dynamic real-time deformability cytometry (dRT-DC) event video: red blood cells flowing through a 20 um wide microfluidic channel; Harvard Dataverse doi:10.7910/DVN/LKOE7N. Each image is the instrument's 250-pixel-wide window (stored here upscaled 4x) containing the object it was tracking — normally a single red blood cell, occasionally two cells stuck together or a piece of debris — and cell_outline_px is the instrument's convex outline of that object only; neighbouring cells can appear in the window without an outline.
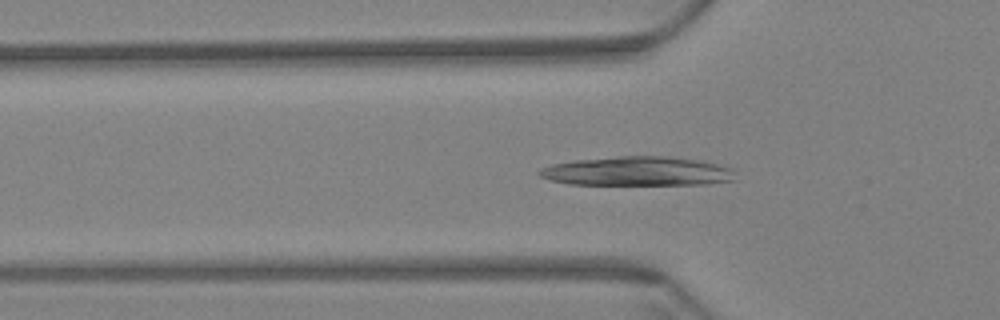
{"species": "Egyptian fruit bat (a non-hibernating species)", "species_latin": "Rousettus aegyptiacus", "temperature_condition": "warm", "stored_images_in_passage": 61, "camera_frame_rate_fps": 3000, "um_per_image_px": 0.085, "animal": {"sex": "female"}, "frame": {"image": 1, "passage_image": 20, "time_ms": 6.333, "image_size_px": [1000, 320], "cell_outline_px": [[736, 180], [708, 184], [568, 184], [552, 180], [540, 176], [536, 172], [540, 168], [552, 164], [576, 160], [620, 156], [668, 156], [700, 160], [732, 168]], "centroid_in_image_um": [54.19, 14.55], "position_along_channel_um": 71.6, "area_um2": 33.23}}
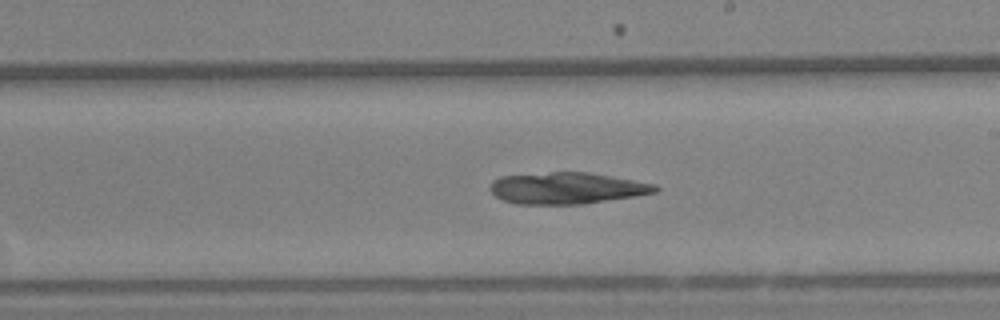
{"frame": {"image": 2, "passage_image": 35, "time_ms": 11.333, "image_size_px": [1000, 320], "cell_outline_px": [[660, 188], [656, 192], [636, 196], [584, 204], [516, 204], [504, 200], [496, 196], [488, 188], [492, 180], [500, 176], [552, 172], [588, 172], [656, 184]], "centroid_in_image_um": [48.17, 15.99], "position_along_channel_um": 240.8, "area_um2": 30.4}}
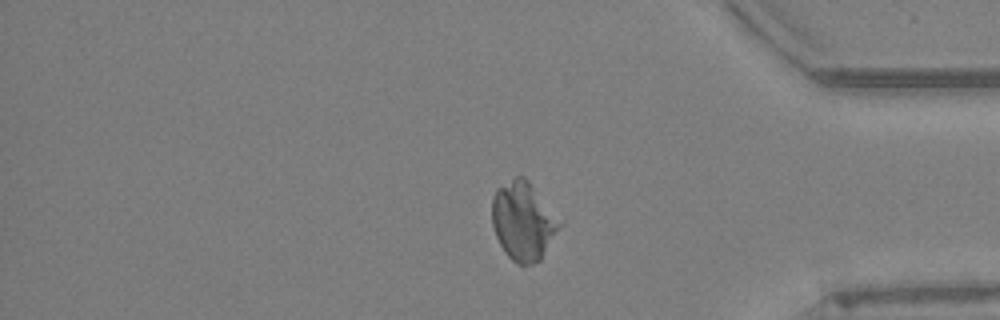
{"frame": {"image": 3, "passage_image": 50, "time_ms": 16.333, "image_size_px": [1000, 320], "cell_outline_px": [[560, 224], [540, 260], [532, 264], [516, 264], [508, 256], [500, 244], [496, 236], [492, 224], [492, 196], [496, 188], [516, 176], [524, 176], [528, 180]], "centroid_in_image_um": [44.39, 18.79], "position_along_channel_um": 390.8, "area_um2": 29.82}}